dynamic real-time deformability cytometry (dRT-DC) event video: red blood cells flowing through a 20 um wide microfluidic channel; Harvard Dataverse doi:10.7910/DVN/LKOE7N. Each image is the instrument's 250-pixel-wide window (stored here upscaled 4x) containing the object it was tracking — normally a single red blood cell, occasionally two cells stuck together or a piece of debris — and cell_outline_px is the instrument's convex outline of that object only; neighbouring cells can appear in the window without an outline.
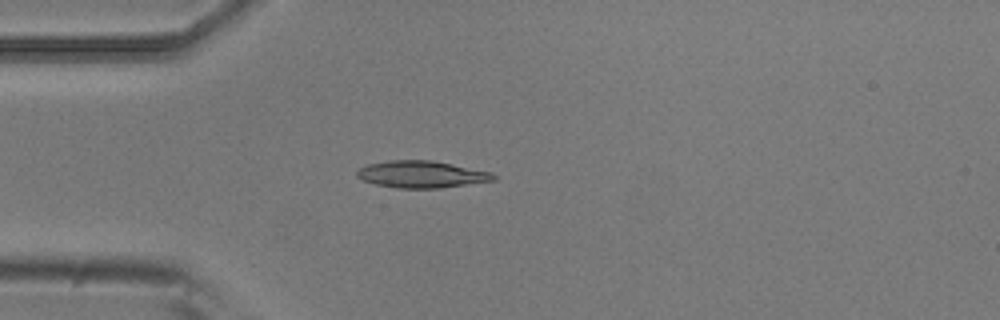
{"species": "common noctule bat (a hibernating species)", "species_latin": "Nyctalus noctula", "temperature_condition": "room temperature", "stored_images_in_passage": 1, "camera_frame_rate_fps": 3000, "um_per_image_px": 0.085, "animal": {"sex": "male", "body_mass_g": 20.5, "forearm_length_mm": 52.5}, "frame": {"image": 1, "passage_image": 1, "time_ms": 0.0, "image_size_px": [1000, 320], "cell_outline_px": [[496, 180], [440, 188], [400, 188], [376, 184], [364, 180], [356, 176], [356, 172], [360, 168], [368, 164], [388, 160], [432, 160], [492, 172], [496, 176]], "centroid_in_image_um": [35.84, 14.81], "position_along_channel_um": 49.2, "area_um2": 21.33}}